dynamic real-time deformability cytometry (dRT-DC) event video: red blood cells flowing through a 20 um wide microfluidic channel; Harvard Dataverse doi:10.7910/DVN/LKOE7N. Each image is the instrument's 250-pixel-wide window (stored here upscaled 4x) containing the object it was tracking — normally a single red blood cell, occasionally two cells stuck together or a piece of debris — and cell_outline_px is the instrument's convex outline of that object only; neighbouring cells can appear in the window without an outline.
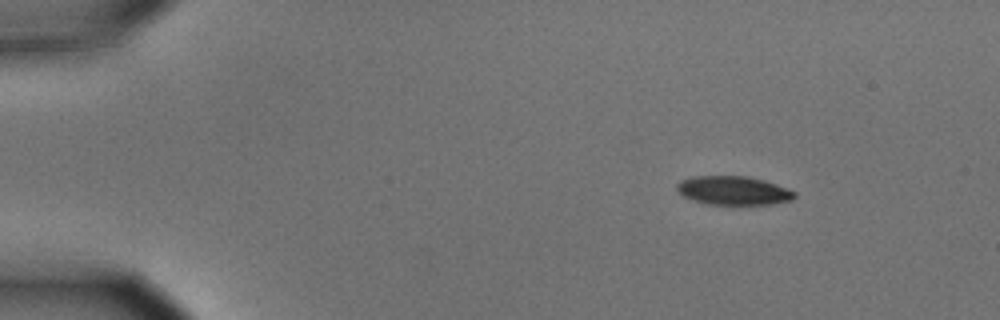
{"species": "common noctule bat (a hibernating species)", "species_latin": "Nyctalus noctula", "temperature_condition": "cold", "stored_images_in_passage": 9, "camera_frame_rate_fps": 3000, "um_per_image_px": 0.085, "animal": {"sex": "male", "body_mass_g": 15.6}, "frame": {"image": 1, "passage_image": 1, "time_ms": 0.0, "image_size_px": [1000, 320], "cell_outline_px": [[796, 196], [792, 200], [772, 204], [708, 204], [692, 200], [684, 196], [676, 188], [676, 184], [680, 180], [696, 176], [748, 176], [764, 180], [788, 188], [796, 192]], "centroid_in_image_um": [62.36, 16.19], "position_along_channel_um": 22.6, "area_um2": 19.71}}
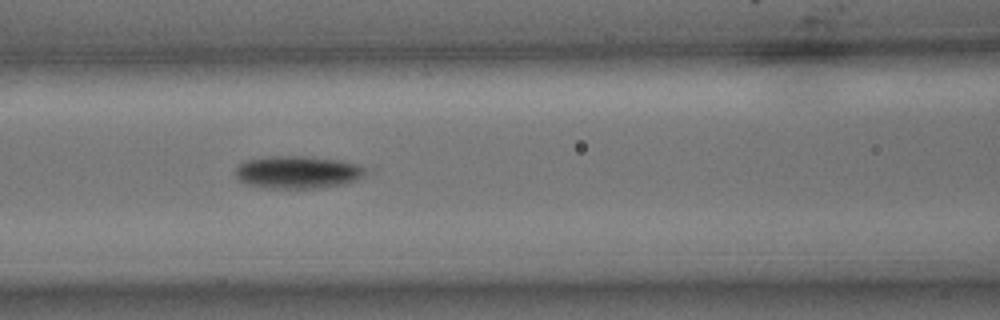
{"frame": {"image": 2, "passage_image": 6, "time_ms": 1.667, "image_size_px": [1000, 320], "cell_outline_px": [[376, 172], [356, 180], [344, 184], [324, 188], [264, 188], [244, 184], [236, 180], [236, 164], [244, 160], [272, 156], [300, 156], [340, 160], [376, 168]], "centroid_in_image_um": [25.41, 14.64], "position_along_channel_um": 141.2, "area_um2": 25.78}}
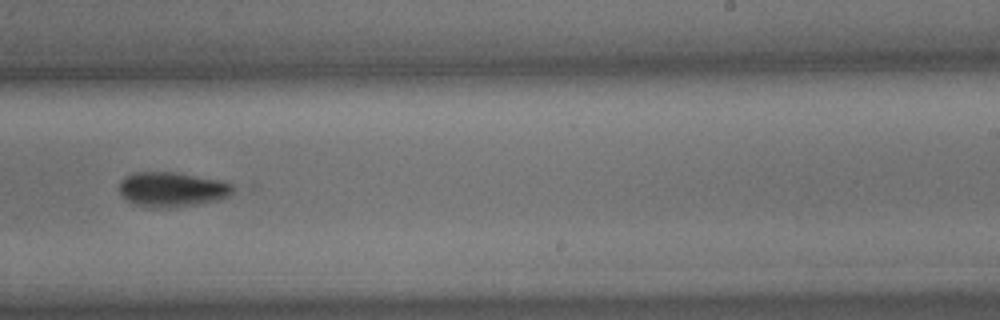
{"frame": {"image": 3, "passage_image": 9, "time_ms": 2.667, "image_size_px": [1000, 320], "cell_outline_px": [[236, 188], [228, 196], [220, 200], [176, 208], [148, 208], [132, 204], [124, 200], [120, 192], [120, 180], [124, 176], [136, 172], [172, 172], [224, 180], [232, 184]], "centroid_in_image_um": [14.62, 16.12], "position_along_channel_um": 274.4, "area_um2": 23.64}}